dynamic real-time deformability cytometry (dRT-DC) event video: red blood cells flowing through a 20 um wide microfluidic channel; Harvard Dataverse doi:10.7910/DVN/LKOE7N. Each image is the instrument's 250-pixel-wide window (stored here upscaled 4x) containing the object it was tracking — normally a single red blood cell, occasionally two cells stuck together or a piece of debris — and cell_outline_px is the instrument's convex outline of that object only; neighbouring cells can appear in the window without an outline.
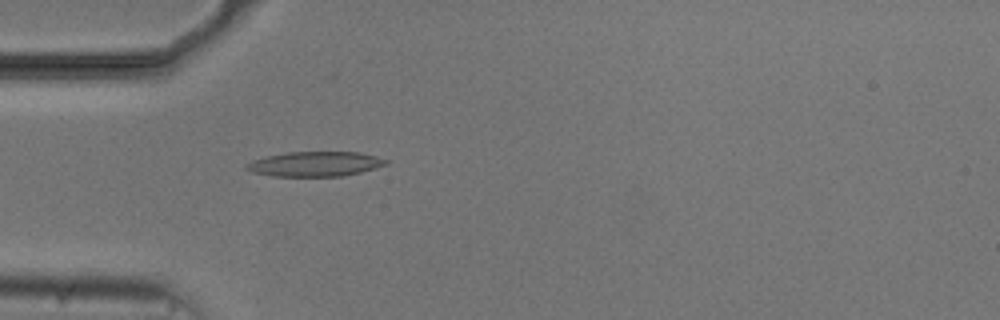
{"species": "common noctule bat (a hibernating species)", "species_latin": "Nyctalus noctula", "temperature_condition": "cold", "stored_images_in_passage": 47, "camera_frame_rate_fps": 3000, "um_per_image_px": 0.085, "animal": {"sex": "male", "body_mass_g": 20.5, "forearm_length_mm": 52.5}, "frame": {"image": 1, "passage_image": 9, "time_ms": 2.667, "image_size_px": [1000, 320], "cell_outline_px": [[388, 164], [376, 168], [344, 176], [272, 176], [252, 172], [244, 168], [244, 164], [252, 160], [268, 156], [288, 152], [360, 152], [376, 156], [388, 160]], "centroid_in_image_um": [26.78, 13.94], "position_along_channel_um": 58.2, "area_um2": 20.23}}
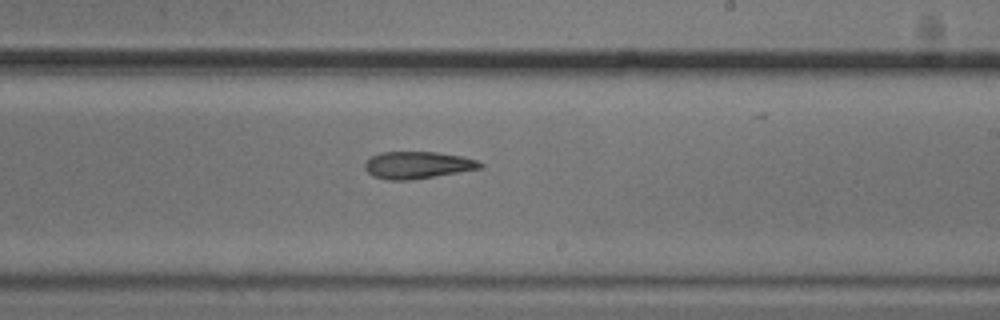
{"frame": {"image": 2, "passage_image": 25, "time_ms": 8.0, "image_size_px": [1000, 320], "cell_outline_px": [[484, 168], [408, 180], [392, 180], [372, 176], [364, 168], [364, 164], [372, 156], [380, 152], [436, 152], [460, 156], [476, 160], [484, 164]], "centroid_in_image_um": [35.49, 14.03], "position_along_channel_um": 253.5, "area_um2": 18.03}}
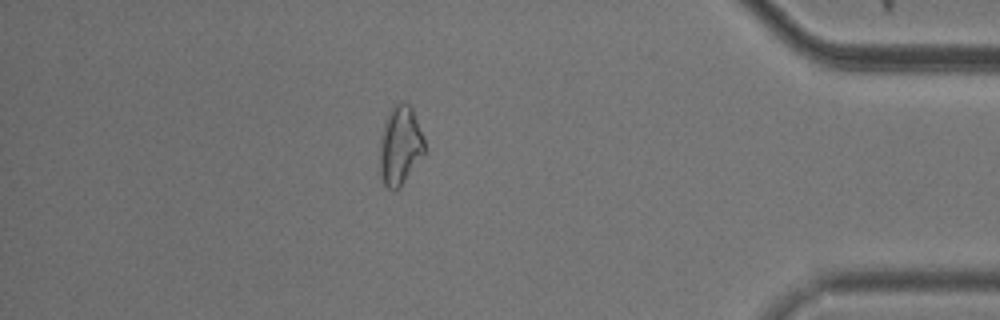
{"frame": {"image": 3, "passage_image": 40, "time_ms": 13.0, "image_size_px": [1000, 320], "cell_outline_px": [[424, 152], [400, 188], [396, 192], [388, 188], [384, 184], [380, 176], [380, 136], [388, 112], [400, 100], [408, 104], [412, 108], [424, 140]], "centroid_in_image_um": [33.98, 12.39], "position_along_channel_um": 401.2, "area_um2": 20.46}}